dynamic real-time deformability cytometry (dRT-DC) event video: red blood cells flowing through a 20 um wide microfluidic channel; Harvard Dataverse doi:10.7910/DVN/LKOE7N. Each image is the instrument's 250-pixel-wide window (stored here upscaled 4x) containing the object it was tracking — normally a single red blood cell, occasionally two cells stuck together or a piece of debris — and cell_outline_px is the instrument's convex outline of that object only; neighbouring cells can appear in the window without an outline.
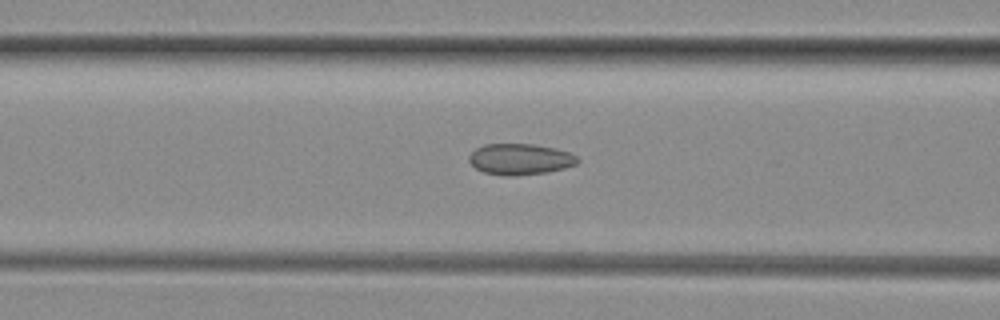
{"species": "common noctule bat (a hibernating species)", "species_latin": "Nyctalus noctula", "temperature_condition": "room temperature", "stored_images_in_passage": 27, "camera_frame_rate_fps": 3000, "um_per_image_px": 0.085, "animal": {"sex": "female", "body_mass_g": 29.2, "forearm_length_mm": 56.3}, "frame": {"image": 1, "passage_image": 7, "time_ms": 2.0, "image_size_px": [1000, 320], "cell_outline_px": [[580, 160], [576, 164], [564, 168], [548, 172], [516, 176], [504, 176], [484, 172], [476, 168], [468, 160], [468, 156], [476, 148], [484, 144], [532, 144], [556, 148], [568, 152], [576, 156]], "centroid_in_image_um": [44.2, 13.53], "position_along_channel_um": 122.4, "area_um2": 19.71}}
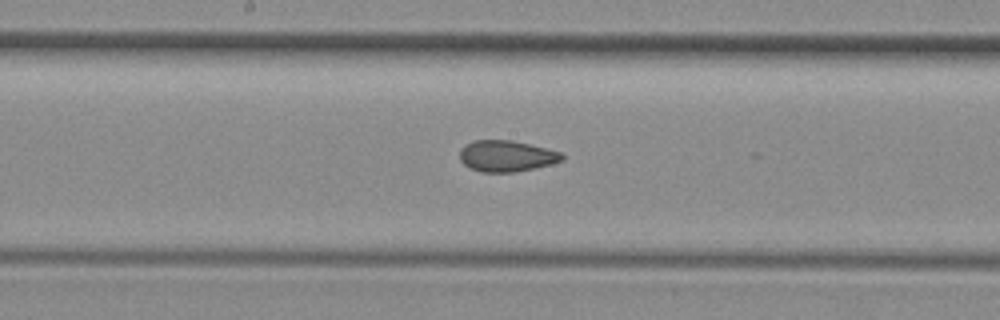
{"frame": {"image": 2, "passage_image": 13, "time_ms": 4.0, "image_size_px": [1000, 320], "cell_outline_px": [[564, 160], [552, 164], [512, 172], [480, 172], [468, 168], [460, 160], [460, 148], [476, 140], [508, 140], [528, 144], [560, 152], [564, 156]], "centroid_in_image_um": [43.02, 13.27], "position_along_channel_um": 205.2, "area_um2": 18.38}}
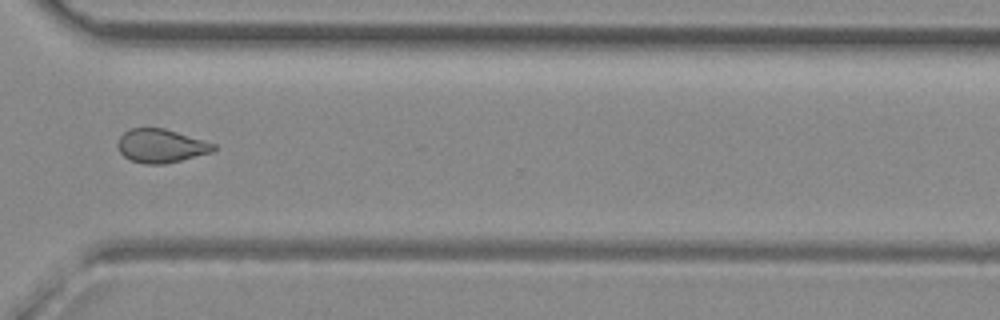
{"frame": {"image": 3, "passage_image": 24, "time_ms": 7.667, "image_size_px": [1000, 320], "cell_outline_px": [[216, 148], [212, 152], [164, 164], [144, 164], [132, 160], [124, 156], [120, 152], [120, 136], [124, 132], [132, 128], [164, 128], [216, 144]], "centroid_in_image_um": [13.71, 12.4], "position_along_channel_um": 356.9, "area_um2": 18.38}, "authors_computed_cell_mechanics": {"area_um2": 18.9006, "velocity_mm_per_s": 4.1356, "shape_relaxation_time_tau1_ms": null, "shape_relaxation_time_tau2_ms": 1.5451, "deformation_change_tau1": null, "deformation_change_tau2": 0.0714}}